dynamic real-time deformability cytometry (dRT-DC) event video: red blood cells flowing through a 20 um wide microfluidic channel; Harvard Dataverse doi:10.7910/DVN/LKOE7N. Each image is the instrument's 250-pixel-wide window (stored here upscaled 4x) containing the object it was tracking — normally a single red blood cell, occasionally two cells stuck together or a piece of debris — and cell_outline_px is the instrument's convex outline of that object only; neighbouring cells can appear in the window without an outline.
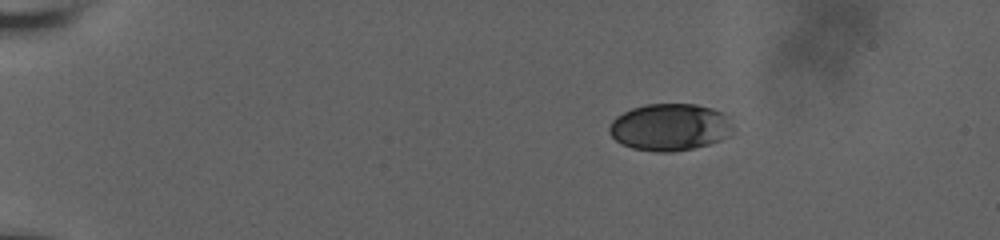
{"species": "human", "species_latin": "Homo sapiens", "temperature_condition": "room temperature", "stored_images_in_passage": 32, "camera_frame_rate_fps": 3000, "um_per_image_px": 0.085, "donor": {"sex": "male"}, "frame": {"image": 1, "passage_image": 1, "time_ms": 0.0, "image_size_px": [1000, 240], "cell_outline_px": [[732, 136], [708, 144], [692, 148], [672, 152], [656, 152], [632, 148], [620, 144], [608, 132], [608, 128], [612, 120], [616, 116], [632, 108], [644, 104], [696, 104], [712, 108], [724, 112], [732, 124]], "centroid_in_image_um": [56.94, 10.8], "position_along_channel_um": 28.1, "area_um2": 34.22}}
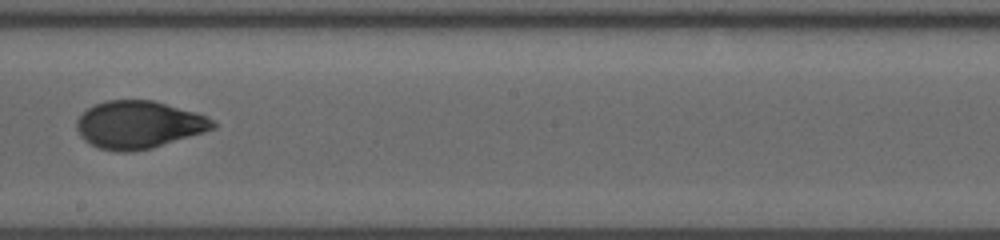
{"frame": {"image": 2, "passage_image": 18, "time_ms": 8.333, "image_size_px": [1000, 240], "cell_outline_px": [[216, 128], [204, 132], [152, 148], [132, 152], [116, 152], [100, 148], [84, 140], [80, 136], [76, 128], [76, 120], [88, 108], [96, 104], [108, 100], [152, 100], [196, 112], [212, 120], [216, 124]], "centroid_in_image_um": [11.78, 10.61], "position_along_channel_um": 236.4, "area_um2": 37.63}}
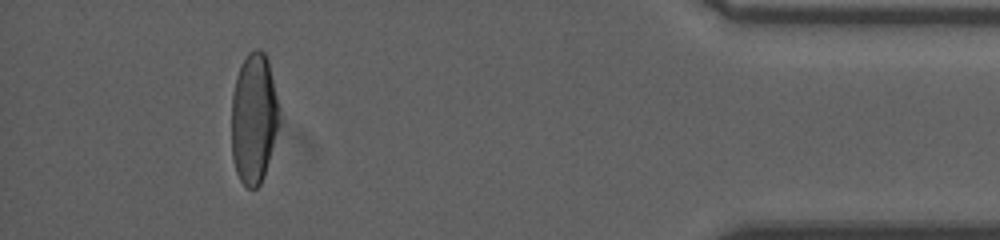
{"frame": {"image": 3, "passage_image": 30, "time_ms": 14.333, "image_size_px": [1000, 240], "cell_outline_px": [[280, 120], [264, 176], [260, 184], [256, 188], [248, 188], [240, 180], [236, 172], [232, 156], [232, 96], [236, 76], [248, 52], [256, 48], [260, 48], [264, 52], [268, 60], [280, 108]], "centroid_in_image_um": [21.58, 10.05], "position_along_channel_um": 413.6, "area_um2": 36.36}, "authors_computed_cell_mechanics": {"area_um2": 37.1076, "velocity_mm_per_s": 3.7591, "shape_relaxation_time_tau1_ms": 4.9687, "shape_relaxation_time_tau2_ms": 0.9009, "deformation_change_tau1": 0.1712, "deformation_change_tau2": 0.0448}}